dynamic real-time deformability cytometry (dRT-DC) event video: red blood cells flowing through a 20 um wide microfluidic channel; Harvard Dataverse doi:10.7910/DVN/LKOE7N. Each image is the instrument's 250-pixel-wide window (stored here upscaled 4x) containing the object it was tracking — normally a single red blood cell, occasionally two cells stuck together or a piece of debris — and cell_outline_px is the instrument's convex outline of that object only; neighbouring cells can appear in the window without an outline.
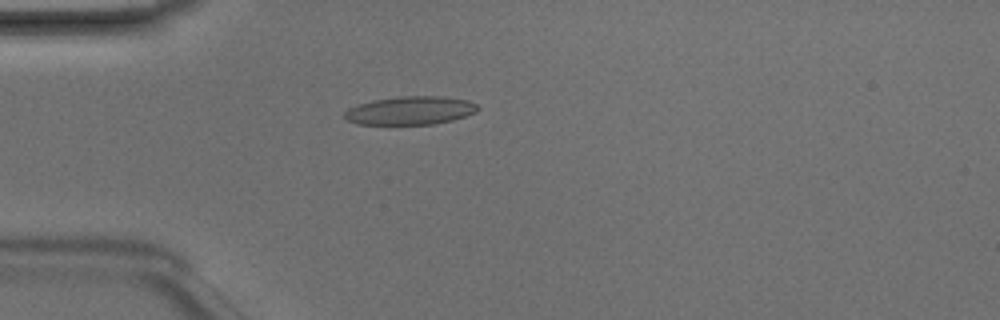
{"species": "Egyptian fruit bat (a non-hibernating species)", "species_latin": "Rousettus aegyptiacus", "temperature_condition": "room temperature", "stored_images_in_passage": 42, "camera_frame_rate_fps": 3000, "um_per_image_px": 0.085, "animal": {"sex": "male"}, "frame": {"image": 1, "passage_image": 7, "time_ms": 2.0, "image_size_px": [1000, 320], "cell_outline_px": [[480, 108], [476, 112], [452, 120], [436, 124], [356, 124], [344, 120], [344, 112], [348, 108], [356, 104], [372, 100], [400, 96], [444, 96], [468, 100], [476, 104]], "centroid_in_image_um": [34.84, 9.39], "position_along_channel_um": 50.2, "area_um2": 22.25}}
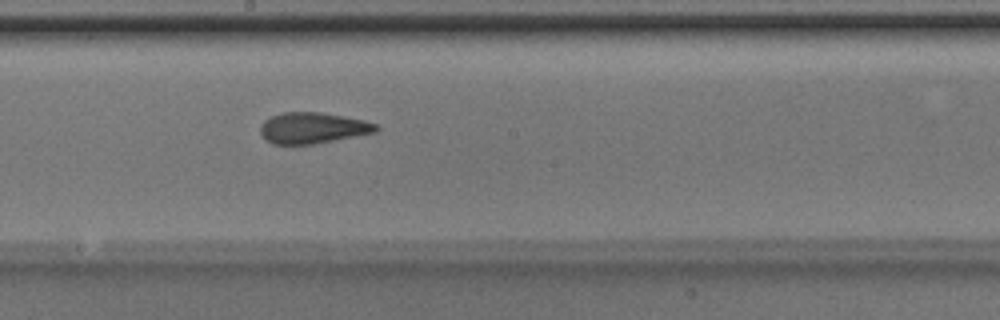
{"frame": {"image": 2, "passage_image": 20, "time_ms": 6.333, "image_size_px": [1000, 320], "cell_outline_px": [[380, 128], [376, 132], [312, 144], [272, 144], [260, 132], [260, 128], [264, 120], [272, 116], [284, 112], [320, 112], [364, 120], [376, 124]], "centroid_in_image_um": [26.59, 10.87], "position_along_channel_um": 221.6, "area_um2": 20.63}}
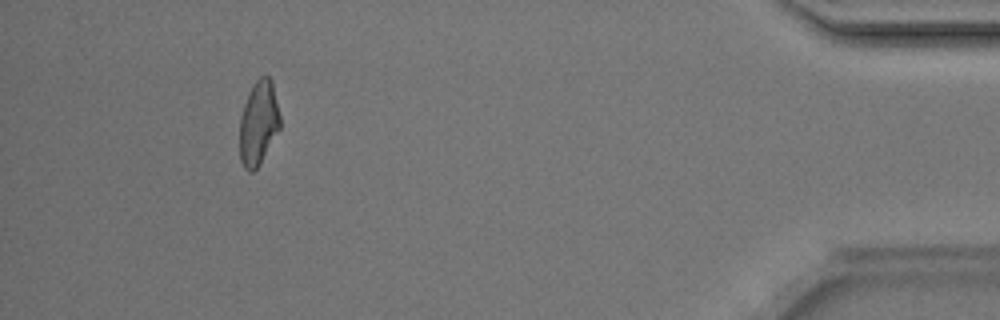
{"frame": {"image": 3, "passage_image": 38, "time_ms": 12.333, "image_size_px": [1000, 320], "cell_outline_px": [[280, 128], [260, 164], [252, 172], [248, 172], [244, 168], [240, 160], [240, 116], [248, 92], [252, 84], [260, 76], [268, 76], [272, 80], [280, 116]], "centroid_in_image_um": [21.97, 10.45], "position_along_channel_um": 413.2, "area_um2": 19.94}, "authors_computed_cell_mechanics": {"area_um2": 20.8369, "velocity_mm_per_s": 4.2366, "shape_relaxation_time_tau1_ms": null, "shape_relaxation_time_tau2_ms": 1.6649, "deformation_change_tau1": null, "deformation_change_tau2": 0.0939}}